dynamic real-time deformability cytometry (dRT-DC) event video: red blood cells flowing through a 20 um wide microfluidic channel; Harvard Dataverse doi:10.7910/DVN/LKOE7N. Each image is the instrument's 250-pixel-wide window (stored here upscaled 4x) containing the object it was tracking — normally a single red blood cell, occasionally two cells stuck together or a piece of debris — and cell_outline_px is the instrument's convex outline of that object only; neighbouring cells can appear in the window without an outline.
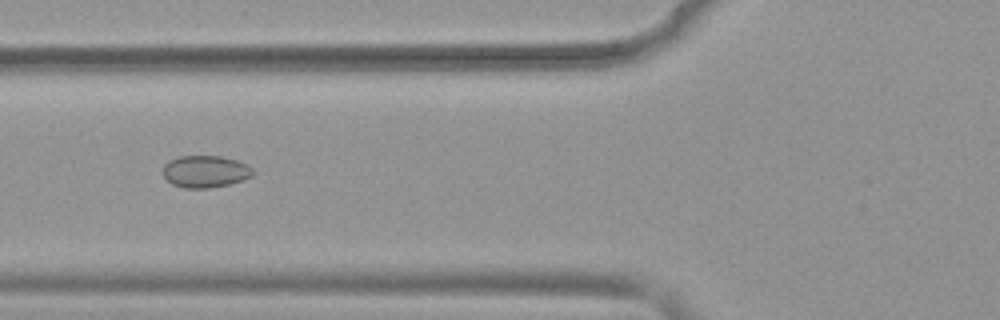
{"species": "common noctule bat (a hibernating species)", "species_latin": "Nyctalus noctula", "temperature_condition": "warm", "stored_images_in_passage": 51, "camera_frame_rate_fps": 3000, "um_per_image_px": 0.085, "animal": {"sex": "female", "body_mass_g": 19.9}, "frame": {"image": 1, "passage_image": 20, "time_ms": 6.333, "image_size_px": [1000, 320], "cell_outline_px": [[256, 172], [252, 176], [228, 184], [208, 188], [184, 188], [172, 184], [164, 176], [164, 164], [168, 160], [180, 156], [220, 156], [236, 160], [248, 164]], "centroid_in_image_um": [17.46, 14.57], "position_along_channel_um": 108.3, "area_um2": 16.76}}
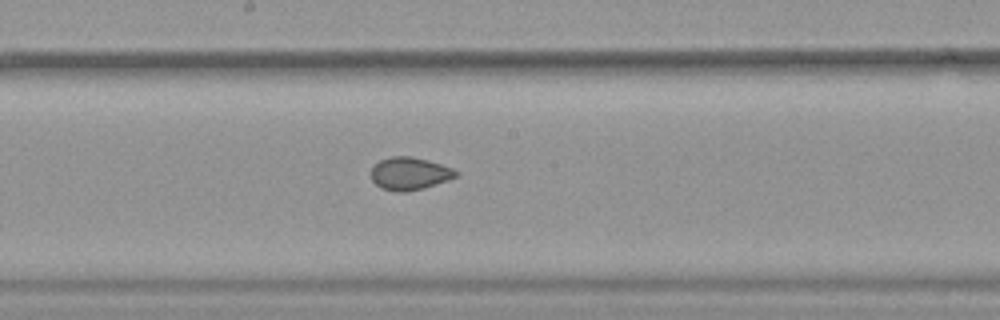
{"frame": {"image": 2, "passage_image": 28, "time_ms": 9.0, "image_size_px": [1000, 320], "cell_outline_px": [[460, 172], [456, 176], [448, 180], [424, 188], [408, 192], [396, 192], [380, 188], [372, 180], [368, 172], [372, 164], [380, 160], [392, 156], [412, 156], [428, 160], [452, 168]], "centroid_in_image_um": [34.76, 14.75], "position_along_channel_um": 213.4, "area_um2": 16.53}}
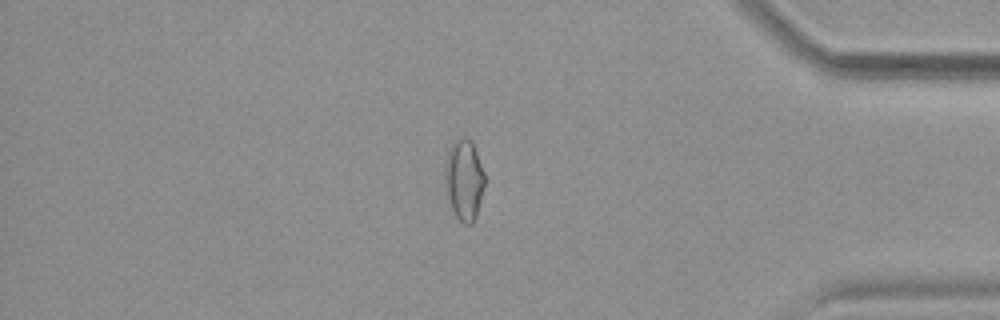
{"frame": {"image": 3, "passage_image": 44, "time_ms": 14.333, "image_size_px": [1000, 320], "cell_outline_px": [[484, 188], [476, 216], [472, 224], [464, 224], [456, 216], [452, 208], [448, 196], [444, 180], [444, 164], [448, 148], [460, 136], [464, 136], [472, 140], [484, 172]], "centroid_in_image_um": [39.44, 15.23], "position_along_channel_um": 395.8, "area_um2": 18.84}, "authors_computed_cell_mechanics": {"area_um2": 17.6868, "velocity_mm_per_s": 3.9429, "shape_relaxation_time_tau1_ms": null, "shape_relaxation_time_tau2_ms": 1.3111, "deformation_change_tau1": null, "deformation_change_tau2": 0.037}}